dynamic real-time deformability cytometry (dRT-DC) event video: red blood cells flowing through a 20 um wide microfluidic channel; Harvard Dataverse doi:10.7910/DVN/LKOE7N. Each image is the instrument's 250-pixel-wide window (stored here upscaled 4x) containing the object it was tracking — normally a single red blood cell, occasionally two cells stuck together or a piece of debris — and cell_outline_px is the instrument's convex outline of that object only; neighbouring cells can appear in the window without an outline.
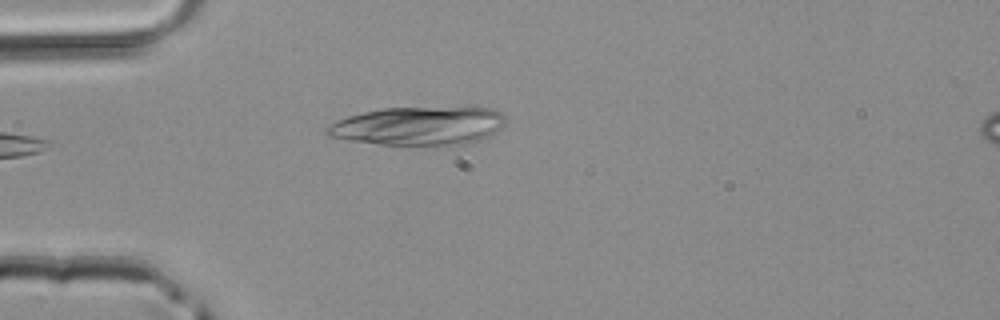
{"species": "common noctule bat (a hibernating species)", "species_latin": "Nyctalus noctula", "temperature_condition": "room temperature", "stored_images_in_passage": 2, "camera_frame_rate_fps": 3000, "um_per_image_px": 0.085, "animal": {"sex": "male", "body_mass_g": 20.4}, "frame": {"image": 1, "passage_image": 2, "time_ms": 0.333, "image_size_px": [1000, 320], "cell_outline_px": [[504, 124], [496, 132], [488, 136], [464, 144], [380, 144], [348, 140], [328, 136], [324, 132], [324, 128], [336, 120], [348, 116], [364, 112], [384, 108], [492, 108], [500, 112], [504, 116]], "centroid_in_image_um": [35.52, 10.69], "position_along_channel_um": 49.5, "area_um2": 39.48}}